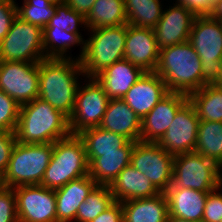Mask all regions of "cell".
<instances>
[{
	"mask_svg": "<svg viewBox=\"0 0 222 222\" xmlns=\"http://www.w3.org/2000/svg\"><path fill=\"white\" fill-rule=\"evenodd\" d=\"M85 78L80 60L45 58L39 61V96L56 110L70 118L79 78Z\"/></svg>",
	"mask_w": 222,
	"mask_h": 222,
	"instance_id": "cell-1",
	"label": "cell"
},
{
	"mask_svg": "<svg viewBox=\"0 0 222 222\" xmlns=\"http://www.w3.org/2000/svg\"><path fill=\"white\" fill-rule=\"evenodd\" d=\"M15 135L18 143H54L71 135L69 118L36 98L20 106Z\"/></svg>",
	"mask_w": 222,
	"mask_h": 222,
	"instance_id": "cell-2",
	"label": "cell"
},
{
	"mask_svg": "<svg viewBox=\"0 0 222 222\" xmlns=\"http://www.w3.org/2000/svg\"><path fill=\"white\" fill-rule=\"evenodd\" d=\"M201 59L189 41L160 50L155 72L169 92L189 96L207 83L202 79Z\"/></svg>",
	"mask_w": 222,
	"mask_h": 222,
	"instance_id": "cell-3",
	"label": "cell"
},
{
	"mask_svg": "<svg viewBox=\"0 0 222 222\" xmlns=\"http://www.w3.org/2000/svg\"><path fill=\"white\" fill-rule=\"evenodd\" d=\"M85 145L78 135H69L53 143V153L41 186L56 190L71 180L88 175Z\"/></svg>",
	"mask_w": 222,
	"mask_h": 222,
	"instance_id": "cell-4",
	"label": "cell"
},
{
	"mask_svg": "<svg viewBox=\"0 0 222 222\" xmlns=\"http://www.w3.org/2000/svg\"><path fill=\"white\" fill-rule=\"evenodd\" d=\"M80 59L85 77H95L114 62L124 59L127 24L88 30Z\"/></svg>",
	"mask_w": 222,
	"mask_h": 222,
	"instance_id": "cell-5",
	"label": "cell"
},
{
	"mask_svg": "<svg viewBox=\"0 0 222 222\" xmlns=\"http://www.w3.org/2000/svg\"><path fill=\"white\" fill-rule=\"evenodd\" d=\"M53 153V143L25 144L16 142L6 172L4 187L40 185Z\"/></svg>",
	"mask_w": 222,
	"mask_h": 222,
	"instance_id": "cell-6",
	"label": "cell"
},
{
	"mask_svg": "<svg viewBox=\"0 0 222 222\" xmlns=\"http://www.w3.org/2000/svg\"><path fill=\"white\" fill-rule=\"evenodd\" d=\"M189 43L201 59L202 79L214 84L221 73L222 24L209 16L195 17Z\"/></svg>",
	"mask_w": 222,
	"mask_h": 222,
	"instance_id": "cell-7",
	"label": "cell"
},
{
	"mask_svg": "<svg viewBox=\"0 0 222 222\" xmlns=\"http://www.w3.org/2000/svg\"><path fill=\"white\" fill-rule=\"evenodd\" d=\"M45 59L43 30L16 16L0 42V61L39 62Z\"/></svg>",
	"mask_w": 222,
	"mask_h": 222,
	"instance_id": "cell-8",
	"label": "cell"
},
{
	"mask_svg": "<svg viewBox=\"0 0 222 222\" xmlns=\"http://www.w3.org/2000/svg\"><path fill=\"white\" fill-rule=\"evenodd\" d=\"M220 166L196 152L174 156L172 184L209 193L217 189Z\"/></svg>",
	"mask_w": 222,
	"mask_h": 222,
	"instance_id": "cell-9",
	"label": "cell"
},
{
	"mask_svg": "<svg viewBox=\"0 0 222 222\" xmlns=\"http://www.w3.org/2000/svg\"><path fill=\"white\" fill-rule=\"evenodd\" d=\"M78 87L74 110L69 118L71 135H78L82 131L98 127L106 112L110 100L102 85L95 77H86Z\"/></svg>",
	"mask_w": 222,
	"mask_h": 222,
	"instance_id": "cell-10",
	"label": "cell"
},
{
	"mask_svg": "<svg viewBox=\"0 0 222 222\" xmlns=\"http://www.w3.org/2000/svg\"><path fill=\"white\" fill-rule=\"evenodd\" d=\"M173 161L174 155L158 143L137 141L130 164L144 174L160 193H164L172 184Z\"/></svg>",
	"mask_w": 222,
	"mask_h": 222,
	"instance_id": "cell-11",
	"label": "cell"
},
{
	"mask_svg": "<svg viewBox=\"0 0 222 222\" xmlns=\"http://www.w3.org/2000/svg\"><path fill=\"white\" fill-rule=\"evenodd\" d=\"M0 90L20 106L39 96V62L0 61Z\"/></svg>",
	"mask_w": 222,
	"mask_h": 222,
	"instance_id": "cell-12",
	"label": "cell"
},
{
	"mask_svg": "<svg viewBox=\"0 0 222 222\" xmlns=\"http://www.w3.org/2000/svg\"><path fill=\"white\" fill-rule=\"evenodd\" d=\"M18 222H57L55 190L41 185L14 187Z\"/></svg>",
	"mask_w": 222,
	"mask_h": 222,
	"instance_id": "cell-13",
	"label": "cell"
},
{
	"mask_svg": "<svg viewBox=\"0 0 222 222\" xmlns=\"http://www.w3.org/2000/svg\"><path fill=\"white\" fill-rule=\"evenodd\" d=\"M199 122L196 109L188 100L177 111L174 120L158 144L174 156L194 152Z\"/></svg>",
	"mask_w": 222,
	"mask_h": 222,
	"instance_id": "cell-14",
	"label": "cell"
},
{
	"mask_svg": "<svg viewBox=\"0 0 222 222\" xmlns=\"http://www.w3.org/2000/svg\"><path fill=\"white\" fill-rule=\"evenodd\" d=\"M195 17L190 10L176 3L165 8L153 28L159 50L189 41Z\"/></svg>",
	"mask_w": 222,
	"mask_h": 222,
	"instance_id": "cell-15",
	"label": "cell"
},
{
	"mask_svg": "<svg viewBox=\"0 0 222 222\" xmlns=\"http://www.w3.org/2000/svg\"><path fill=\"white\" fill-rule=\"evenodd\" d=\"M188 100L185 94L169 92L141 119L140 141L158 143Z\"/></svg>",
	"mask_w": 222,
	"mask_h": 222,
	"instance_id": "cell-16",
	"label": "cell"
},
{
	"mask_svg": "<svg viewBox=\"0 0 222 222\" xmlns=\"http://www.w3.org/2000/svg\"><path fill=\"white\" fill-rule=\"evenodd\" d=\"M160 50L153 29L138 28L127 23L124 59L144 72H155Z\"/></svg>",
	"mask_w": 222,
	"mask_h": 222,
	"instance_id": "cell-17",
	"label": "cell"
},
{
	"mask_svg": "<svg viewBox=\"0 0 222 222\" xmlns=\"http://www.w3.org/2000/svg\"><path fill=\"white\" fill-rule=\"evenodd\" d=\"M168 93L163 79L156 72H145L122 100L142 119Z\"/></svg>",
	"mask_w": 222,
	"mask_h": 222,
	"instance_id": "cell-18",
	"label": "cell"
},
{
	"mask_svg": "<svg viewBox=\"0 0 222 222\" xmlns=\"http://www.w3.org/2000/svg\"><path fill=\"white\" fill-rule=\"evenodd\" d=\"M99 127L129 141H140L141 119L122 99L109 100Z\"/></svg>",
	"mask_w": 222,
	"mask_h": 222,
	"instance_id": "cell-19",
	"label": "cell"
},
{
	"mask_svg": "<svg viewBox=\"0 0 222 222\" xmlns=\"http://www.w3.org/2000/svg\"><path fill=\"white\" fill-rule=\"evenodd\" d=\"M145 72L125 59L114 62L95 76L110 99H122Z\"/></svg>",
	"mask_w": 222,
	"mask_h": 222,
	"instance_id": "cell-20",
	"label": "cell"
},
{
	"mask_svg": "<svg viewBox=\"0 0 222 222\" xmlns=\"http://www.w3.org/2000/svg\"><path fill=\"white\" fill-rule=\"evenodd\" d=\"M96 185L97 183L86 175L56 189L57 222H75L78 207Z\"/></svg>",
	"mask_w": 222,
	"mask_h": 222,
	"instance_id": "cell-21",
	"label": "cell"
},
{
	"mask_svg": "<svg viewBox=\"0 0 222 222\" xmlns=\"http://www.w3.org/2000/svg\"><path fill=\"white\" fill-rule=\"evenodd\" d=\"M168 201L169 216L187 221L202 222L208 193L170 185L164 192Z\"/></svg>",
	"mask_w": 222,
	"mask_h": 222,
	"instance_id": "cell-22",
	"label": "cell"
},
{
	"mask_svg": "<svg viewBox=\"0 0 222 222\" xmlns=\"http://www.w3.org/2000/svg\"><path fill=\"white\" fill-rule=\"evenodd\" d=\"M114 200L125 202L157 196L160 192L150 180L131 164L127 165L109 186Z\"/></svg>",
	"mask_w": 222,
	"mask_h": 222,
	"instance_id": "cell-23",
	"label": "cell"
},
{
	"mask_svg": "<svg viewBox=\"0 0 222 222\" xmlns=\"http://www.w3.org/2000/svg\"><path fill=\"white\" fill-rule=\"evenodd\" d=\"M136 142L129 141L120 152L101 153L89 164L88 175L97 185L110 186L119 173L130 164Z\"/></svg>",
	"mask_w": 222,
	"mask_h": 222,
	"instance_id": "cell-24",
	"label": "cell"
},
{
	"mask_svg": "<svg viewBox=\"0 0 222 222\" xmlns=\"http://www.w3.org/2000/svg\"><path fill=\"white\" fill-rule=\"evenodd\" d=\"M124 222H166L169 215L165 193L121 202Z\"/></svg>",
	"mask_w": 222,
	"mask_h": 222,
	"instance_id": "cell-25",
	"label": "cell"
},
{
	"mask_svg": "<svg viewBox=\"0 0 222 222\" xmlns=\"http://www.w3.org/2000/svg\"><path fill=\"white\" fill-rule=\"evenodd\" d=\"M74 46H81V52L77 57L68 54V52L71 53L69 50ZM43 47L45 58L80 60L85 50V39L82 34L60 29H43Z\"/></svg>",
	"mask_w": 222,
	"mask_h": 222,
	"instance_id": "cell-26",
	"label": "cell"
},
{
	"mask_svg": "<svg viewBox=\"0 0 222 222\" xmlns=\"http://www.w3.org/2000/svg\"><path fill=\"white\" fill-rule=\"evenodd\" d=\"M78 136L83 140L90 164L101 153L120 152V148L124 147L129 140L119 134L94 127L82 131Z\"/></svg>",
	"mask_w": 222,
	"mask_h": 222,
	"instance_id": "cell-27",
	"label": "cell"
},
{
	"mask_svg": "<svg viewBox=\"0 0 222 222\" xmlns=\"http://www.w3.org/2000/svg\"><path fill=\"white\" fill-rule=\"evenodd\" d=\"M188 98L200 121L222 122V87L206 84Z\"/></svg>",
	"mask_w": 222,
	"mask_h": 222,
	"instance_id": "cell-28",
	"label": "cell"
},
{
	"mask_svg": "<svg viewBox=\"0 0 222 222\" xmlns=\"http://www.w3.org/2000/svg\"><path fill=\"white\" fill-rule=\"evenodd\" d=\"M127 24L124 0H96L86 17L87 30Z\"/></svg>",
	"mask_w": 222,
	"mask_h": 222,
	"instance_id": "cell-29",
	"label": "cell"
},
{
	"mask_svg": "<svg viewBox=\"0 0 222 222\" xmlns=\"http://www.w3.org/2000/svg\"><path fill=\"white\" fill-rule=\"evenodd\" d=\"M194 152L222 166V122H199Z\"/></svg>",
	"mask_w": 222,
	"mask_h": 222,
	"instance_id": "cell-30",
	"label": "cell"
},
{
	"mask_svg": "<svg viewBox=\"0 0 222 222\" xmlns=\"http://www.w3.org/2000/svg\"><path fill=\"white\" fill-rule=\"evenodd\" d=\"M160 0H124L127 23L138 28L153 29L163 13Z\"/></svg>",
	"mask_w": 222,
	"mask_h": 222,
	"instance_id": "cell-31",
	"label": "cell"
},
{
	"mask_svg": "<svg viewBox=\"0 0 222 222\" xmlns=\"http://www.w3.org/2000/svg\"><path fill=\"white\" fill-rule=\"evenodd\" d=\"M114 202L109 186L96 185L78 207L75 222H91Z\"/></svg>",
	"mask_w": 222,
	"mask_h": 222,
	"instance_id": "cell-32",
	"label": "cell"
},
{
	"mask_svg": "<svg viewBox=\"0 0 222 222\" xmlns=\"http://www.w3.org/2000/svg\"><path fill=\"white\" fill-rule=\"evenodd\" d=\"M22 3L20 7L16 4L17 16L42 30L54 16L58 5L48 0H23Z\"/></svg>",
	"mask_w": 222,
	"mask_h": 222,
	"instance_id": "cell-33",
	"label": "cell"
},
{
	"mask_svg": "<svg viewBox=\"0 0 222 222\" xmlns=\"http://www.w3.org/2000/svg\"><path fill=\"white\" fill-rule=\"evenodd\" d=\"M79 27H83L84 29L82 30L87 29L86 18L64 3L57 5L54 16L44 29H60L75 34H81L82 32H80Z\"/></svg>",
	"mask_w": 222,
	"mask_h": 222,
	"instance_id": "cell-34",
	"label": "cell"
},
{
	"mask_svg": "<svg viewBox=\"0 0 222 222\" xmlns=\"http://www.w3.org/2000/svg\"><path fill=\"white\" fill-rule=\"evenodd\" d=\"M20 105L0 90V131L15 132Z\"/></svg>",
	"mask_w": 222,
	"mask_h": 222,
	"instance_id": "cell-35",
	"label": "cell"
},
{
	"mask_svg": "<svg viewBox=\"0 0 222 222\" xmlns=\"http://www.w3.org/2000/svg\"><path fill=\"white\" fill-rule=\"evenodd\" d=\"M0 222H18L16 196L13 188L0 190Z\"/></svg>",
	"mask_w": 222,
	"mask_h": 222,
	"instance_id": "cell-36",
	"label": "cell"
},
{
	"mask_svg": "<svg viewBox=\"0 0 222 222\" xmlns=\"http://www.w3.org/2000/svg\"><path fill=\"white\" fill-rule=\"evenodd\" d=\"M202 222H222V193L218 188L208 193Z\"/></svg>",
	"mask_w": 222,
	"mask_h": 222,
	"instance_id": "cell-37",
	"label": "cell"
},
{
	"mask_svg": "<svg viewBox=\"0 0 222 222\" xmlns=\"http://www.w3.org/2000/svg\"><path fill=\"white\" fill-rule=\"evenodd\" d=\"M16 0H0V42L10 30L12 21L17 16Z\"/></svg>",
	"mask_w": 222,
	"mask_h": 222,
	"instance_id": "cell-38",
	"label": "cell"
},
{
	"mask_svg": "<svg viewBox=\"0 0 222 222\" xmlns=\"http://www.w3.org/2000/svg\"><path fill=\"white\" fill-rule=\"evenodd\" d=\"M17 142L15 132L0 131V174L7 170L12 149Z\"/></svg>",
	"mask_w": 222,
	"mask_h": 222,
	"instance_id": "cell-39",
	"label": "cell"
},
{
	"mask_svg": "<svg viewBox=\"0 0 222 222\" xmlns=\"http://www.w3.org/2000/svg\"><path fill=\"white\" fill-rule=\"evenodd\" d=\"M175 2L190 10L196 17L209 16L214 6L211 0H175Z\"/></svg>",
	"mask_w": 222,
	"mask_h": 222,
	"instance_id": "cell-40",
	"label": "cell"
},
{
	"mask_svg": "<svg viewBox=\"0 0 222 222\" xmlns=\"http://www.w3.org/2000/svg\"><path fill=\"white\" fill-rule=\"evenodd\" d=\"M91 222H124L121 202L115 201Z\"/></svg>",
	"mask_w": 222,
	"mask_h": 222,
	"instance_id": "cell-41",
	"label": "cell"
},
{
	"mask_svg": "<svg viewBox=\"0 0 222 222\" xmlns=\"http://www.w3.org/2000/svg\"><path fill=\"white\" fill-rule=\"evenodd\" d=\"M96 0H66L65 3L77 13L88 16Z\"/></svg>",
	"mask_w": 222,
	"mask_h": 222,
	"instance_id": "cell-42",
	"label": "cell"
},
{
	"mask_svg": "<svg viewBox=\"0 0 222 222\" xmlns=\"http://www.w3.org/2000/svg\"><path fill=\"white\" fill-rule=\"evenodd\" d=\"M209 17L222 22V0H220L217 4L213 6Z\"/></svg>",
	"mask_w": 222,
	"mask_h": 222,
	"instance_id": "cell-43",
	"label": "cell"
},
{
	"mask_svg": "<svg viewBox=\"0 0 222 222\" xmlns=\"http://www.w3.org/2000/svg\"><path fill=\"white\" fill-rule=\"evenodd\" d=\"M166 222H195V221H187L184 219H180V218L172 217L168 215Z\"/></svg>",
	"mask_w": 222,
	"mask_h": 222,
	"instance_id": "cell-44",
	"label": "cell"
},
{
	"mask_svg": "<svg viewBox=\"0 0 222 222\" xmlns=\"http://www.w3.org/2000/svg\"><path fill=\"white\" fill-rule=\"evenodd\" d=\"M217 188L222 191V166H220V168H219V176H218Z\"/></svg>",
	"mask_w": 222,
	"mask_h": 222,
	"instance_id": "cell-45",
	"label": "cell"
},
{
	"mask_svg": "<svg viewBox=\"0 0 222 222\" xmlns=\"http://www.w3.org/2000/svg\"><path fill=\"white\" fill-rule=\"evenodd\" d=\"M215 85L222 87V61H221V73L218 76L216 82L214 83Z\"/></svg>",
	"mask_w": 222,
	"mask_h": 222,
	"instance_id": "cell-46",
	"label": "cell"
},
{
	"mask_svg": "<svg viewBox=\"0 0 222 222\" xmlns=\"http://www.w3.org/2000/svg\"><path fill=\"white\" fill-rule=\"evenodd\" d=\"M48 1L55 4H64L66 0H48Z\"/></svg>",
	"mask_w": 222,
	"mask_h": 222,
	"instance_id": "cell-47",
	"label": "cell"
},
{
	"mask_svg": "<svg viewBox=\"0 0 222 222\" xmlns=\"http://www.w3.org/2000/svg\"><path fill=\"white\" fill-rule=\"evenodd\" d=\"M4 187V184H3V175L0 174V190Z\"/></svg>",
	"mask_w": 222,
	"mask_h": 222,
	"instance_id": "cell-48",
	"label": "cell"
},
{
	"mask_svg": "<svg viewBox=\"0 0 222 222\" xmlns=\"http://www.w3.org/2000/svg\"><path fill=\"white\" fill-rule=\"evenodd\" d=\"M220 0H211L212 4L215 5L219 2Z\"/></svg>",
	"mask_w": 222,
	"mask_h": 222,
	"instance_id": "cell-49",
	"label": "cell"
}]
</instances>
